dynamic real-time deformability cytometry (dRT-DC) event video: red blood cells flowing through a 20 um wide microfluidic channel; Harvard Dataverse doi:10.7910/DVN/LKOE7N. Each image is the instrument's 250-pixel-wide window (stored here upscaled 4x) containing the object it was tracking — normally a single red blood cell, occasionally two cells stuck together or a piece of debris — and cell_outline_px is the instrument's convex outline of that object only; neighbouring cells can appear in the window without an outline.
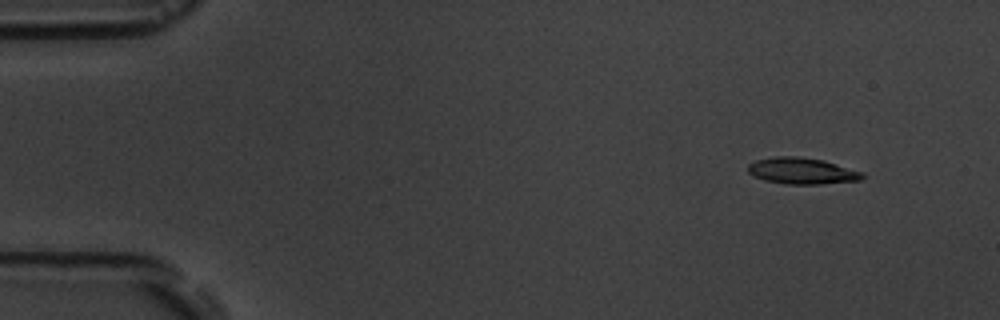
{"species": "common noctule bat (a hibernating species)", "species_latin": "Nyctalus noctula", "temperature_condition": "room temperature", "stored_images_in_passage": 4, "camera_frame_rate_fps": 3000, "um_per_image_px": 0.085, "animal": {"sex": "male", "body_mass_g": 19.5, "forearm_length_mm": 54.6}, "frame": {"image": 1, "passage_image": 1, "time_ms": 0.0, "image_size_px": [1000, 320], "cell_outline_px": [[864, 176], [860, 180], [820, 184], [784, 184], [764, 180], [748, 172], [748, 164], [756, 160], [772, 156], [796, 156], [824, 160], [864, 172]], "centroid_in_image_um": [68.17, 14.52], "position_along_channel_um": 16.8, "area_um2": 17.63}}
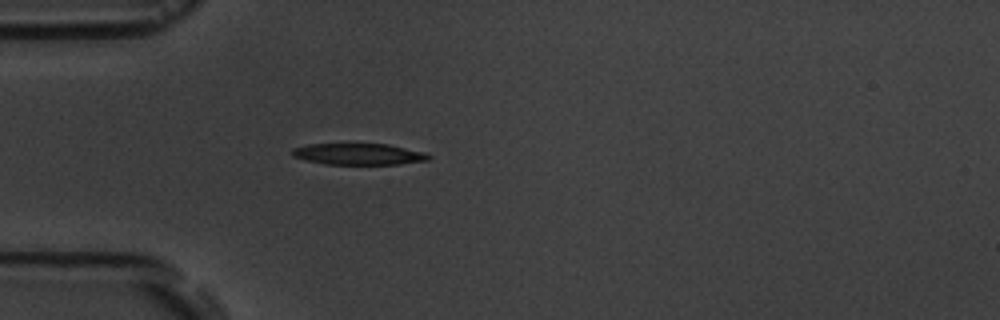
{"frame": {"image": 2, "passage_image": 4, "time_ms": 3.667, "image_size_px": [1000, 320], "cell_outline_px": [[432, 156], [428, 160], [400, 164], [324, 164], [304, 160], [292, 156], [292, 148], [308, 144], [348, 140], [388, 144], [424, 152]], "centroid_in_image_um": [30.41, 13.04], "position_along_channel_um": 54.6, "area_um2": 18.15}}